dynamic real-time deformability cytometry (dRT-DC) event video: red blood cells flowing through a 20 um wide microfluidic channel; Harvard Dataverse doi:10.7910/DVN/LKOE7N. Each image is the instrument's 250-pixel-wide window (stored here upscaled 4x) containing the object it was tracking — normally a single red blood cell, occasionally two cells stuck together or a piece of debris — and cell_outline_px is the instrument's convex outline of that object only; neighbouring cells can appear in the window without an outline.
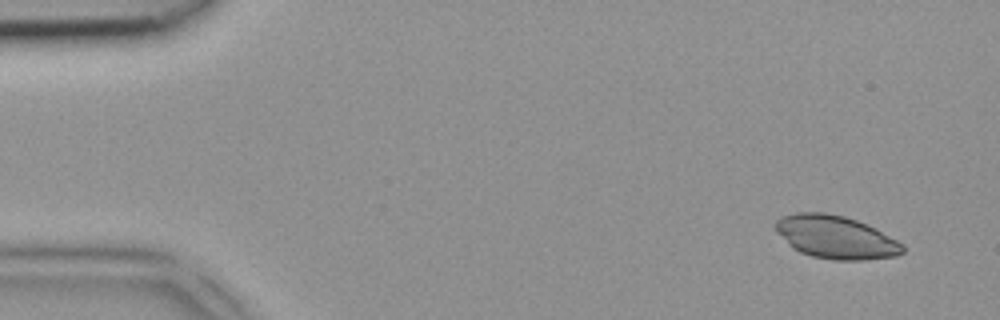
{"species": "common noctule bat (a hibernating species)", "species_latin": "Nyctalus noctula", "temperature_condition": "room temperature", "stored_images_in_passage": 3, "camera_frame_rate_fps": 3000, "um_per_image_px": 0.085, "animal": {"sex": "female", "body_mass_g": 18.4}, "frame": {"image": 1, "passage_image": 1, "time_ms": 0.0, "image_size_px": [1000, 320], "cell_outline_px": [[904, 252], [896, 256], [864, 260], [832, 260], [812, 256], [800, 252], [792, 248], [776, 232], [776, 220], [780, 216], [796, 212], [824, 212], [844, 216], [856, 220], [876, 228], [904, 244]], "centroid_in_image_um": [71.03, 20.16], "position_along_channel_um": 14.0, "area_um2": 32.08}}